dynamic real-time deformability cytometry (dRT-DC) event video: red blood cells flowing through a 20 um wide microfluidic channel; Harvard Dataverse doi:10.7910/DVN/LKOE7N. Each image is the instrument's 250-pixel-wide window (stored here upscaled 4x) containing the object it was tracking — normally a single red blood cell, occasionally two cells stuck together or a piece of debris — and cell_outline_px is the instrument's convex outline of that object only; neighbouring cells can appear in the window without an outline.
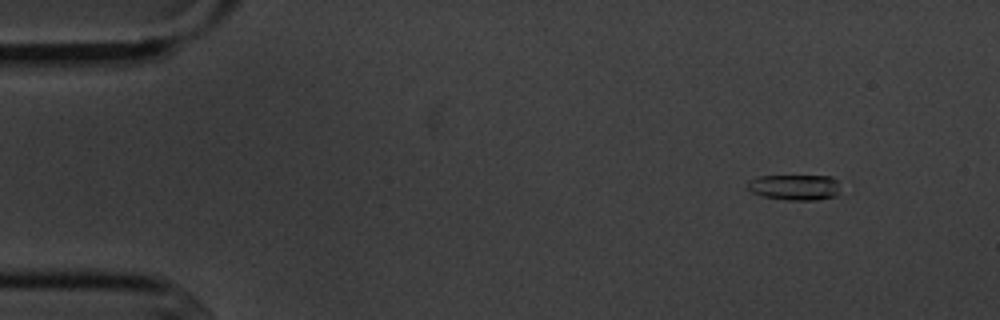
{"species": "common noctule bat (a hibernating species)", "species_latin": "Nyctalus noctula", "temperature_condition": "cold", "stored_images_in_passage": 4, "camera_frame_rate_fps": 3000, "um_per_image_px": 0.085, "animal": {"sex": "male", "body_mass_g": 20.1, "forearm_length_mm": 53.5}, "frame": {"image": 1, "passage_image": 1, "time_ms": 0.0, "image_size_px": [1000, 320], "cell_outline_px": [[836, 196], [816, 200], [784, 200], [760, 196], [752, 192], [748, 188], [748, 180], [760, 176], [832, 176], [836, 180]], "centroid_in_image_um": [67.49, 15.92], "position_along_channel_um": 17.5, "area_um2": 13.76}}
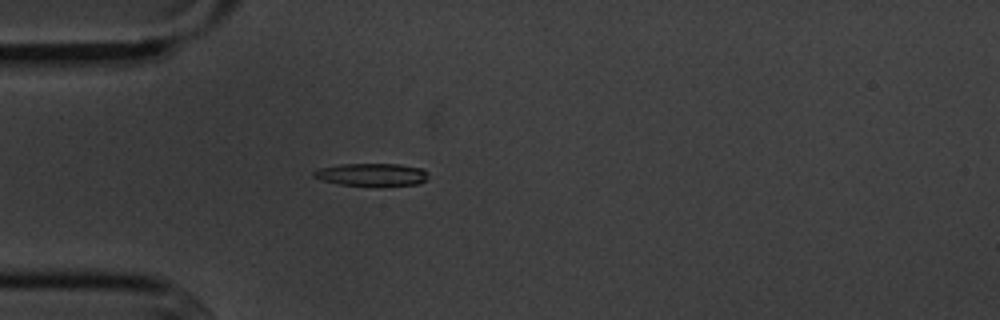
{"frame": {"image": 2, "passage_image": 4, "time_ms": 3.333, "image_size_px": [1000, 320], "cell_outline_px": [[428, 180], [420, 184], [340, 184], [320, 180], [312, 176], [312, 172], [320, 168], [340, 164], [400, 164], [424, 168], [428, 172]], "centroid_in_image_um": [31.63, 14.81], "position_along_channel_um": 53.4, "area_um2": 14.85}}